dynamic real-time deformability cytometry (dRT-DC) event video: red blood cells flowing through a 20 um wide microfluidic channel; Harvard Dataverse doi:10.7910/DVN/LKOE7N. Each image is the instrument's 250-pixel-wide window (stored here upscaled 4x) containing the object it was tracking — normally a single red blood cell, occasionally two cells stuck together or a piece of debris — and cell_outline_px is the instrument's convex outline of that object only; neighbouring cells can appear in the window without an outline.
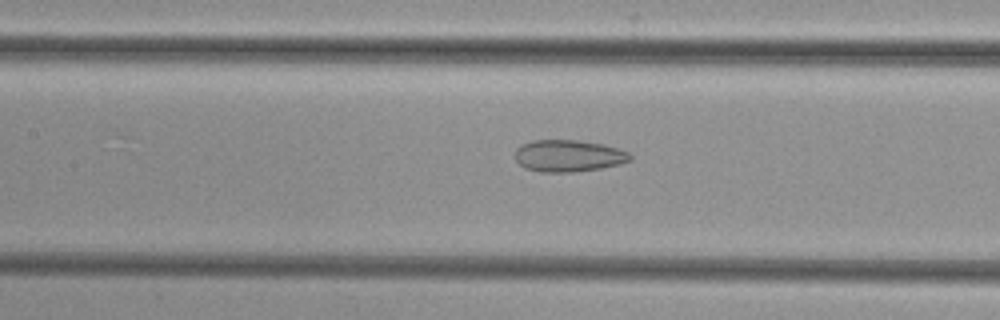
{"species": "common noctule bat (a hibernating species)", "species_latin": "Nyctalus noctula", "temperature_condition": "cold", "stored_images_in_passage": 52, "camera_frame_rate_fps": 3000, "um_per_image_px": 0.085, "animal": {"sex": "female", "body_mass_g": 29.2, "forearm_length_mm": 56.3}, "frame": {"image": 1, "passage_image": 24, "time_ms": 7.667, "image_size_px": [1000, 320], "cell_outline_px": [[632, 160], [620, 164], [600, 168], [572, 172], [540, 172], [524, 168], [516, 160], [516, 148], [520, 144], [532, 140], [580, 140], [604, 144], [628, 152], [632, 156]], "centroid_in_image_um": [48.31, 13.24], "position_along_channel_um": 159.1, "area_um2": 21.5}}
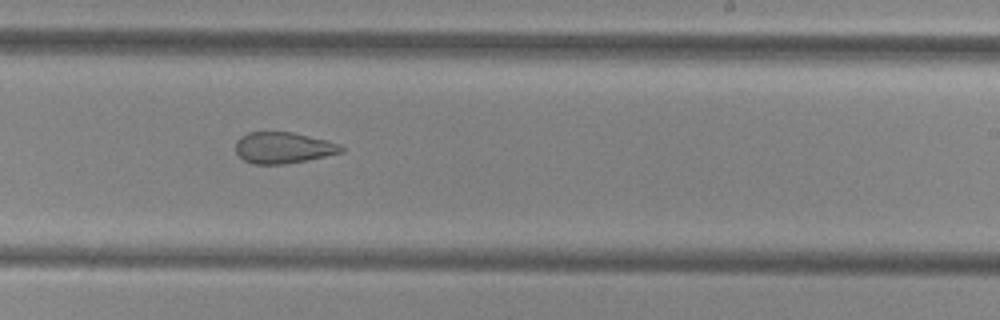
{"frame": {"image": 2, "passage_image": 32, "time_ms": 10.333, "image_size_px": [1000, 320], "cell_outline_px": [[344, 152], [308, 160], [284, 164], [252, 164], [244, 160], [236, 152], [236, 140], [240, 136], [248, 132], [292, 132], [340, 144], [344, 148]], "centroid_in_image_um": [24.06, 12.56], "position_along_channel_um": 264.9, "area_um2": 19.19}}
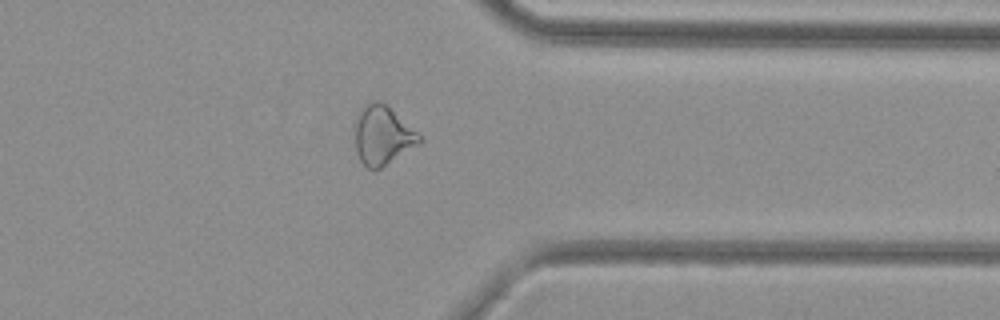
{"frame": {"image": 3, "passage_image": 41, "time_ms": 13.333, "image_size_px": [1000, 320], "cell_outline_px": [[424, 140], [420, 144], [380, 168], [372, 172], [360, 160], [356, 152], [356, 116], [360, 108], [364, 104], [372, 100], [380, 100], [416, 132]], "centroid_in_image_um": [32.49, 11.52], "position_along_channel_um": 378.9, "area_um2": 21.91}}